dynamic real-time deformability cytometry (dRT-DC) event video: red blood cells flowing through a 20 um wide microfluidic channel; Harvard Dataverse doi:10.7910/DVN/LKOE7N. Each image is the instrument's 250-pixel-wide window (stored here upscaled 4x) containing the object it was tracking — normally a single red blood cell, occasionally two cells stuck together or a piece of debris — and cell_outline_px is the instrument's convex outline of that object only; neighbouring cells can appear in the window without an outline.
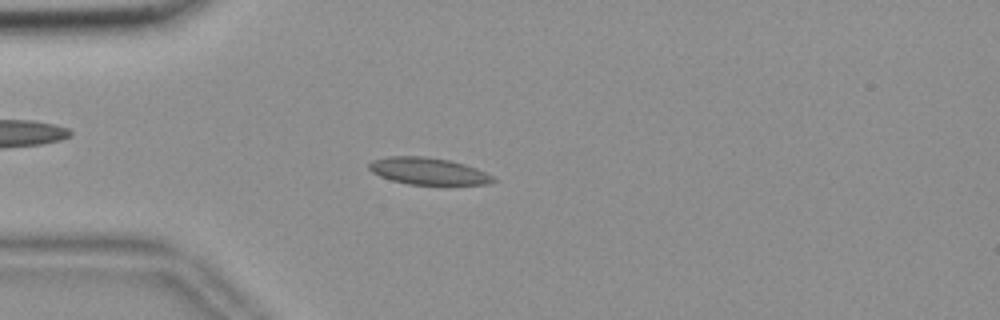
{"species": "common noctule bat (a hibernating species)", "species_latin": "Nyctalus noctula", "temperature_condition": "room temperature", "stored_images_in_passage": 54, "camera_frame_rate_fps": 3000, "um_per_image_px": 0.085, "animal": {"sex": "female", "body_mass_g": 18.4}, "frame": {"image": 1, "passage_image": 14, "time_ms": 4.333, "image_size_px": [1000, 320], "cell_outline_px": [[496, 180], [488, 184], [408, 184], [392, 180], [380, 176], [372, 172], [368, 168], [368, 164], [372, 160], [388, 156], [424, 156], [452, 160], [476, 168], [492, 176]], "centroid_in_image_um": [36.36, 14.53], "position_along_channel_um": 48.6, "area_um2": 19.36}}
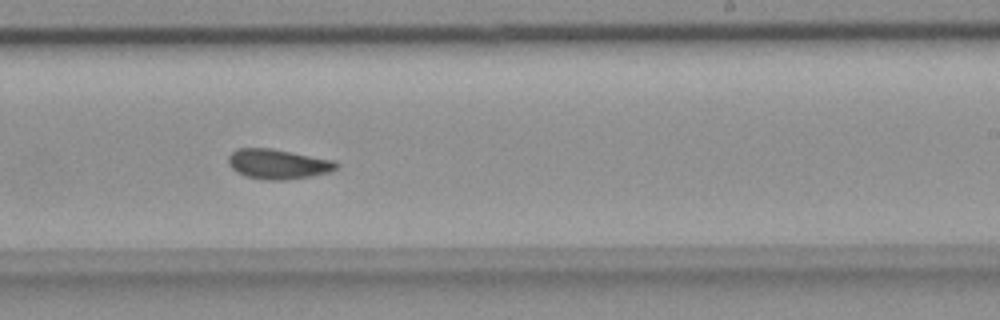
{"frame": {"image": 2, "passage_image": 33, "time_ms": 10.667, "image_size_px": [1000, 320], "cell_outline_px": [[340, 164], [336, 168], [328, 172], [312, 176], [284, 180], [264, 180], [244, 176], [236, 172], [228, 164], [228, 156], [236, 148], [272, 148], [336, 160]], "centroid_in_image_um": [23.62, 13.94], "position_along_channel_um": 265.4, "area_um2": 19.07}}
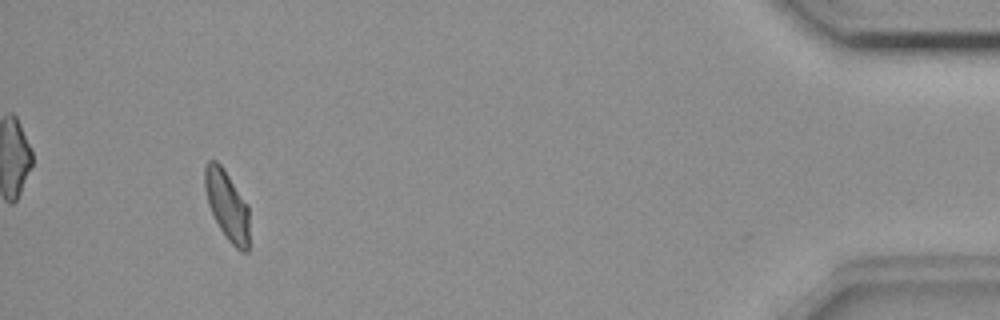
{"frame": {"image": 3, "passage_image": 51, "time_ms": 16.667, "image_size_px": [1000, 320], "cell_outline_px": [[248, 252], [240, 252], [228, 240], [220, 228], [208, 204], [204, 188], [204, 168], [208, 160], [216, 160], [220, 164], [248, 204]], "centroid_in_image_um": [19.29, 17.44], "position_along_channel_um": 415.9, "area_um2": 17.92}, "authors_computed_cell_mechanics": {"area_um2": 18.5249, "velocity_mm_per_s": 3.6407, "shape_relaxation_time_tau1_ms": 5.8358, "shape_relaxation_time_tau2_ms": 1.9932, "deformation_change_tau1": 0.1251, "deformation_change_tau2": 0.0781}}